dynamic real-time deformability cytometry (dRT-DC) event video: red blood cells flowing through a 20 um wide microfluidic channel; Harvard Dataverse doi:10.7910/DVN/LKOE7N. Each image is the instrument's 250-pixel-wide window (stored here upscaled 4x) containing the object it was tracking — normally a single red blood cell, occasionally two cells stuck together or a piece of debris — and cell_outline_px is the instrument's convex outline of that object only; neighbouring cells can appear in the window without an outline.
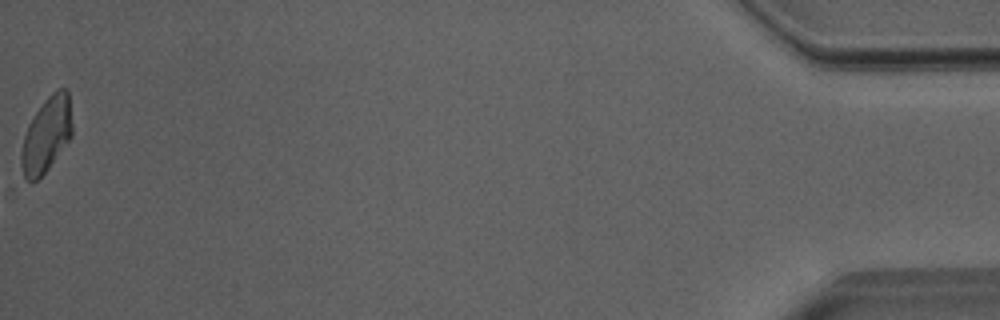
{"species": "Egyptian fruit bat (a non-hibernating species)", "species_latin": "Rousettus aegyptiacus", "temperature_condition": "room temperature", "stored_images_in_passage": 52, "camera_frame_rate_fps": 3000, "um_per_image_px": 0.085, "animal": {"sex": "male"}, "frame": {"image": 1, "passage_image": 52, "time_ms": 17.0, "image_size_px": [1000, 320], "cell_outline_px": [[72, 136], [48, 168], [36, 180], [28, 180], [24, 176], [20, 160], [20, 152], [24, 136], [28, 124], [36, 112], [48, 96], [56, 88], [68, 88], [72, 124]], "centroid_in_image_um": [3.96, 11.41], "position_along_channel_um": 431.2, "area_um2": 22.08}, "authors_computed_cell_mechanics": {"area_um2": 18.1781, "velocity_mm_per_s": 3.9894, "shape_relaxation_time_tau1_ms": 0.1534, "shape_relaxation_time_tau2_ms": null, "deformation_change_tau1": 0.2738, "deformation_change_tau2": null}}